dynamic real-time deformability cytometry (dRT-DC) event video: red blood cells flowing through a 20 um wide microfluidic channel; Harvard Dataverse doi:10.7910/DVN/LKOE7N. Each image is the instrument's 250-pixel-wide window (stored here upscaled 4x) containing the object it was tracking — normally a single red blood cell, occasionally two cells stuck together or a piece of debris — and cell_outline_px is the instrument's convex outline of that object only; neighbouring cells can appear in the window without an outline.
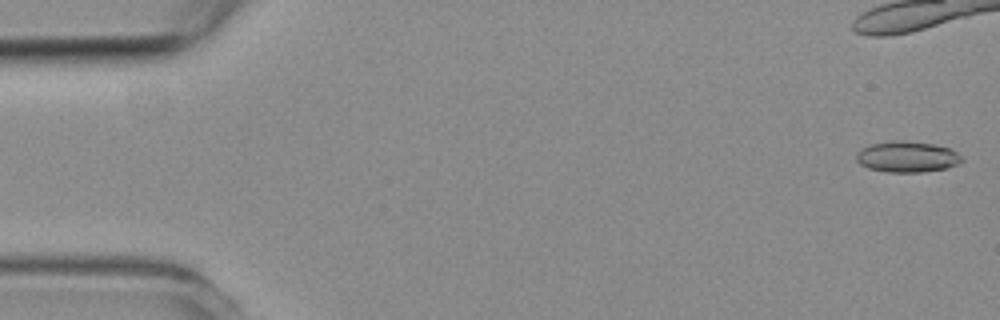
{"species": "common noctule bat (a hibernating species)", "species_latin": "Nyctalus noctula", "temperature_condition": "room temperature", "stored_images_in_passage": 6, "camera_frame_rate_fps": 3000, "um_per_image_px": 0.085, "animal": {"sex": "female", "body_mass_g": 19.3, "forearm_length_mm": 54.1}, "frame": {"image": 1, "passage_image": 1, "time_ms": 0.0, "image_size_px": [1000, 320], "cell_outline_px": [[964, 160], [948, 168], [920, 172], [888, 172], [868, 168], [860, 164], [856, 160], [856, 152], [872, 144], [892, 140], [904, 140], [932, 144], [948, 148], [956, 152]], "centroid_in_image_um": [77.09, 13.33], "position_along_channel_um": 7.9, "area_um2": 18.9}}